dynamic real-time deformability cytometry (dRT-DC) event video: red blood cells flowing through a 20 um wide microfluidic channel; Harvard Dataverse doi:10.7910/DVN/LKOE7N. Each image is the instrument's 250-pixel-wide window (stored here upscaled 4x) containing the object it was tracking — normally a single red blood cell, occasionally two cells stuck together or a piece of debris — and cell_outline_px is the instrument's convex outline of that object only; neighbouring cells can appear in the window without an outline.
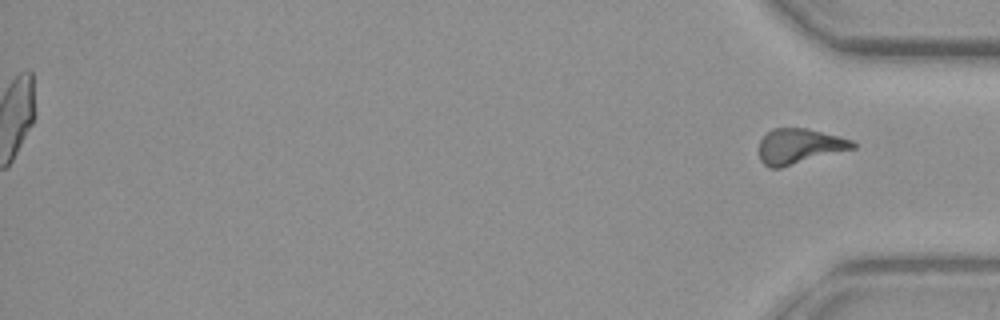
{"species": "common noctule bat (a hibernating species)", "species_latin": "Nyctalus noctula", "temperature_condition": "warm", "stored_images_in_passage": 41, "segment_of_instrument_passage": [2, 2], "camera_frame_rate_fps": 3000, "um_per_image_px": 0.085, "animal": {"sex": "female", "body_mass_g": 29.2, "forearm_length_mm": 56.3}, "frame": {"image": 1, "passage_image": 41, "time_ms": 13.333, "image_size_px": [1000, 320], "cell_outline_px": [[856, 148], [780, 168], [768, 168], [760, 160], [760, 140], [772, 128], [808, 128], [840, 136], [852, 140], [856, 144]], "centroid_in_image_um": [67.96, 12.43], "position_along_channel_um": 367.2, "area_um2": 19.31}}